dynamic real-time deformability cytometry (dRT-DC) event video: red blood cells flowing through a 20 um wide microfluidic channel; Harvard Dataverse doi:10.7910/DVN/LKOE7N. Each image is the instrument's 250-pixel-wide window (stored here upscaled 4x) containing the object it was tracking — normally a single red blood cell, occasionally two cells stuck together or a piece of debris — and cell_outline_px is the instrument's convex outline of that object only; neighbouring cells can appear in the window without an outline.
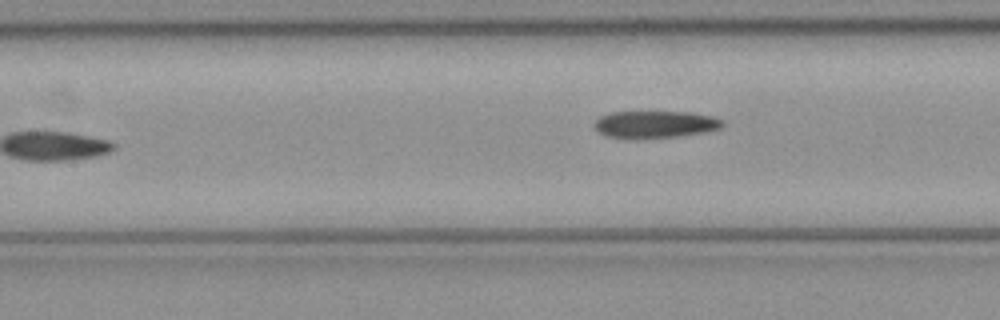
{"species": "common noctule bat (a hibernating species)", "species_latin": "Nyctalus noctula", "temperature_condition": "cold", "stored_images_in_passage": 9, "camera_frame_rate_fps": 3000, "um_per_image_px": 0.085, "animal": {"sex": "female", "body_mass_g": 21.9}, "frame": {"image": 1, "passage_image": 8, "time_ms": 2.333, "image_size_px": [1000, 320], "cell_outline_px": [[724, 124], [720, 128], [708, 132], [680, 136], [640, 140], [624, 140], [604, 136], [596, 132], [592, 124], [600, 116], [612, 112], [688, 112], [712, 116], [724, 120]], "centroid_in_image_um": [55.62, 10.61], "position_along_channel_um": 151.8, "area_um2": 21.15}}
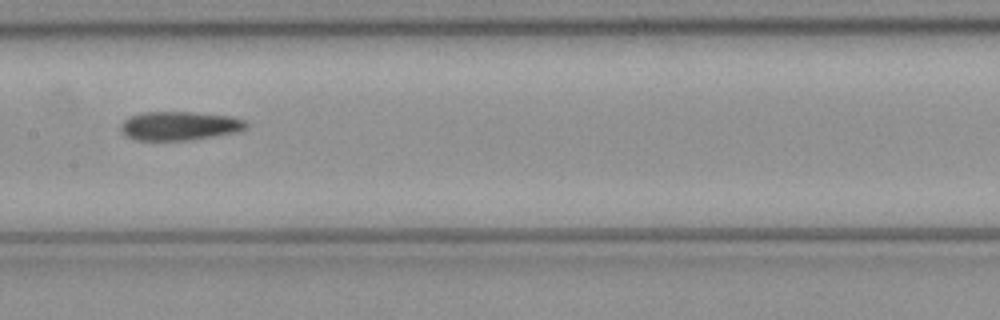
{"frame": {"image": 2, "passage_image": 9, "time_ms": 2.667, "image_size_px": [1000, 320], "cell_outline_px": [[248, 128], [240, 132], [192, 140], [136, 140], [128, 136], [120, 128], [120, 124], [124, 120], [132, 116], [144, 112], [192, 112], [232, 116], [244, 120], [248, 124]], "centroid_in_image_um": [15.33, 10.7], "position_along_channel_um": 192.1, "area_um2": 21.15}}